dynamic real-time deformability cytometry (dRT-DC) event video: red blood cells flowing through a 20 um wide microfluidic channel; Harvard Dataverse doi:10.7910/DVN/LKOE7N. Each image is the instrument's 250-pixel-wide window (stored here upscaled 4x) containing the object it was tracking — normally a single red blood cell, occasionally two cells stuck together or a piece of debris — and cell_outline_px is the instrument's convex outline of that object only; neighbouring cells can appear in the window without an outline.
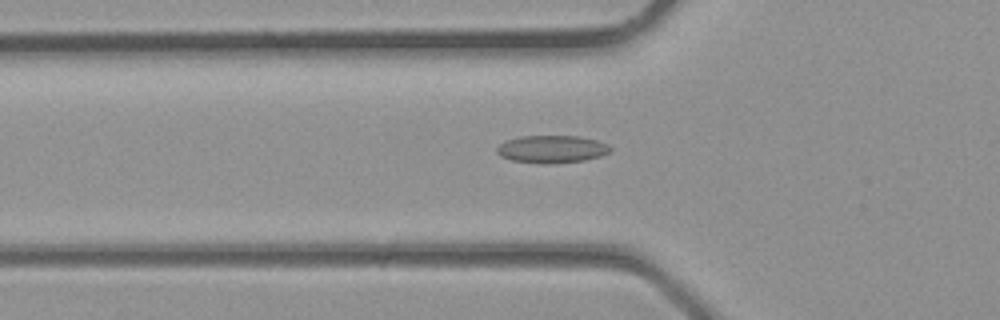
{"species": "common noctule bat (a hibernating species)", "species_latin": "Nyctalus noctula", "temperature_condition": "room temperature", "stored_images_in_passage": 31, "camera_frame_rate_fps": 3000, "um_per_image_px": 0.085, "animal": {"sex": "male", "body_mass_g": 23.1, "forearm_length_mm": 52.7}, "frame": {"image": 1, "passage_image": 8, "time_ms": 2.333, "image_size_px": [1000, 320], "cell_outline_px": [[612, 148], [608, 152], [600, 156], [584, 160], [548, 164], [512, 160], [500, 156], [496, 152], [496, 148], [500, 144], [508, 140], [520, 136], [580, 136], [596, 140], [608, 144]], "centroid_in_image_um": [46.9, 12.67], "position_along_channel_um": 78.9, "area_um2": 18.09}}
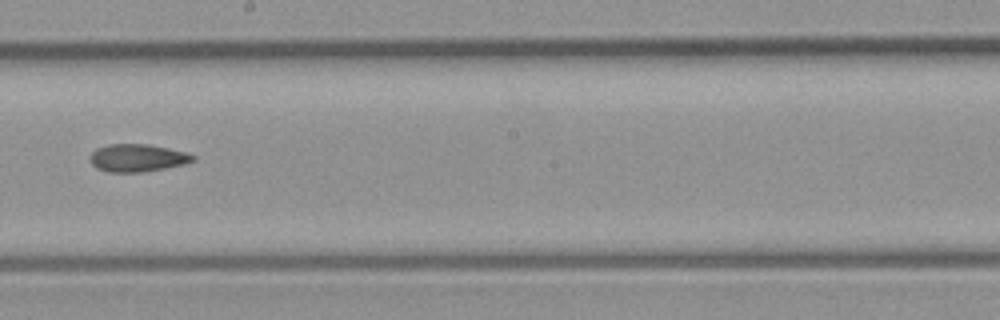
{"frame": {"image": 2, "passage_image": 16, "time_ms": 5.0, "image_size_px": [1000, 320], "cell_outline_px": [[196, 160], [184, 164], [164, 168], [140, 172], [108, 172], [96, 168], [88, 160], [92, 152], [96, 148], [108, 144], [148, 144], [188, 152], [196, 156]], "centroid_in_image_um": [11.67, 13.41], "position_along_channel_um": 236.5, "area_um2": 16.7}}
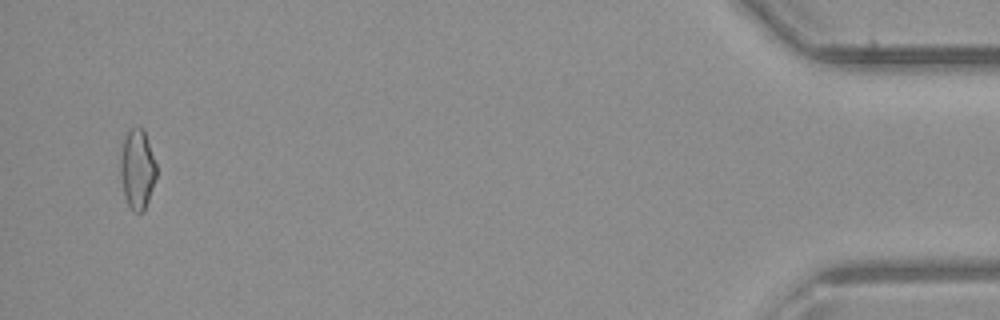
{"frame": {"image": 3, "passage_image": 30, "time_ms": 9.667, "image_size_px": [1000, 320], "cell_outline_px": [[156, 176], [148, 200], [144, 208], [140, 212], [136, 212], [128, 204], [124, 196], [120, 176], [120, 156], [124, 136], [132, 128], [144, 128], [156, 164]], "centroid_in_image_um": [11.65, 14.34], "position_along_channel_um": 423.5, "area_um2": 16.53}}